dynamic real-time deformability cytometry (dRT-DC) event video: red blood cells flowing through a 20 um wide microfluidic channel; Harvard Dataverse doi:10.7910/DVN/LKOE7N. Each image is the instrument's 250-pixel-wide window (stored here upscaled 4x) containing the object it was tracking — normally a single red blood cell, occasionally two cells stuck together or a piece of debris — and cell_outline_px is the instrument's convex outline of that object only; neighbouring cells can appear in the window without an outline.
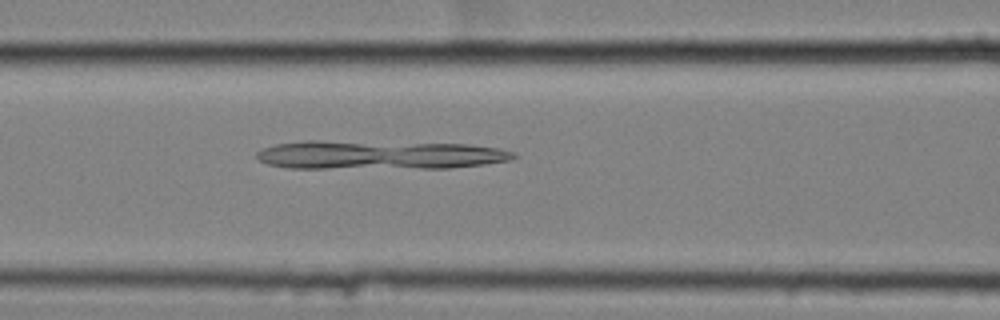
{"species": "common noctule bat (a hibernating species)", "species_latin": "Nyctalus noctula", "temperature_condition": "cold", "stored_images_in_passage": 52, "camera_frame_rate_fps": 3000, "um_per_image_px": 0.085, "animal": {"sex": "female", "body_mass_g": 25.1}, "frame": {"image": 1, "passage_image": 20, "time_ms": 6.333, "image_size_px": [1000, 320], "cell_outline_px": [[520, 156], [512, 160], [484, 164], [448, 168], [288, 168], [268, 164], [260, 160], [256, 156], [256, 152], [264, 148], [276, 144], [304, 140], [320, 140], [468, 144], [500, 148], [516, 152]], "centroid_in_image_um": [32.29, 13.16], "position_along_channel_um": 134.3, "area_um2": 43.58}}
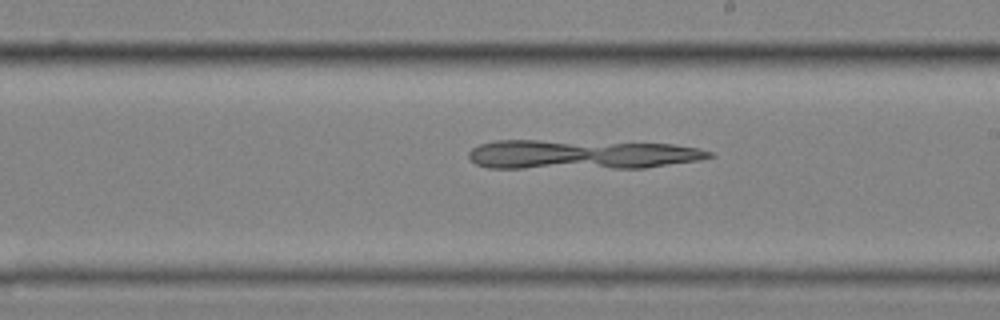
{"frame": {"image": 2, "passage_image": 29, "time_ms": 9.333, "image_size_px": [1000, 320], "cell_outline_px": [[716, 156], [700, 160], [644, 168], [488, 168], [476, 164], [468, 156], [468, 152], [472, 148], [480, 144], [496, 140], [540, 140], [672, 144], [696, 148], [712, 152]], "centroid_in_image_um": [49.4, 13.14], "position_along_channel_um": 239.6, "area_um2": 41.38}}
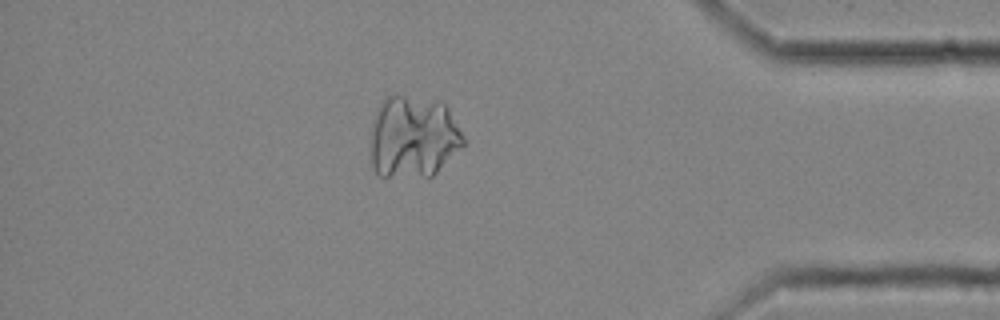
{"frame": {"image": 3, "passage_image": 45, "time_ms": 14.667, "image_size_px": [1000, 320], "cell_outline_px": [[464, 144], [432, 176], [380, 176], [372, 168], [372, 120], [380, 100], [388, 96], [404, 96], [436, 100], [444, 104], [448, 108], [464, 136]], "centroid_in_image_um": [35.11, 11.62], "position_along_channel_um": 400.1, "area_um2": 44.22}}